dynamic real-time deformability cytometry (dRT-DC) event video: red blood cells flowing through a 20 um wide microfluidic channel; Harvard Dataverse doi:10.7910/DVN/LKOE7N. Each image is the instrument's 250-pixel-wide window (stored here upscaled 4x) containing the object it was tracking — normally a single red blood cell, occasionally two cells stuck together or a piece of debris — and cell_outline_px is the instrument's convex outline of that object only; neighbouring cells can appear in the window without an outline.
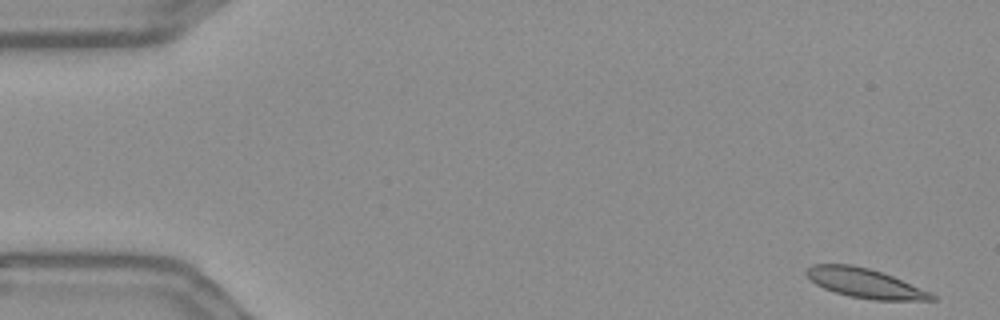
{"species": "Egyptian fruit bat (a non-hibernating species)", "species_latin": "Rousettus aegyptiacus", "temperature_condition": "warm", "stored_images_in_passage": 55, "camera_frame_rate_fps": 3000, "um_per_image_px": 0.085, "frame": {"image": 1, "passage_image": 1, "time_ms": 0.0, "image_size_px": [1000, 320], "cell_outline_px": [[936, 300], [872, 300], [848, 296], [824, 288], [816, 284], [804, 272], [812, 264], [852, 264], [868, 268], [892, 276], [932, 292], [936, 296]], "centroid_in_image_um": [73.54, 24.07], "position_along_channel_um": 11.5, "area_um2": 21.39}}
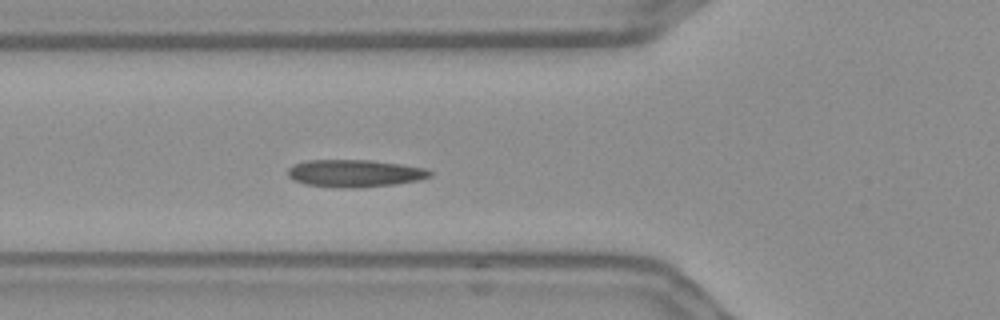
{"frame": {"image": 2, "passage_image": 19, "time_ms": 6.0, "image_size_px": [1000, 320], "cell_outline_px": [[432, 176], [420, 180], [396, 184], [360, 188], [344, 188], [304, 184], [292, 180], [288, 176], [288, 168], [292, 164], [308, 160], [372, 160], [400, 164], [424, 168], [432, 172]], "centroid_in_image_um": [30.14, 14.74], "position_along_channel_um": 95.7, "area_um2": 22.89}}
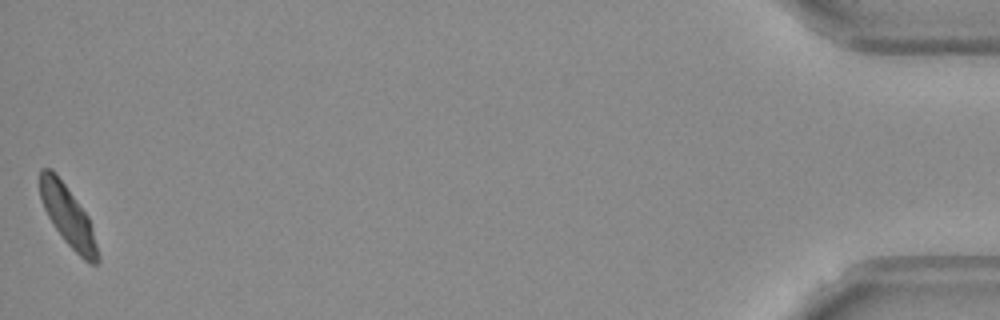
{"frame": {"image": 3, "passage_image": 55, "time_ms": 18.0, "image_size_px": [1000, 320], "cell_outline_px": [[100, 260], [96, 264], [88, 264], [64, 240], [48, 216], [44, 208], [40, 196], [40, 168], [52, 168], [88, 216], [92, 228], [100, 256]], "centroid_in_image_um": [5.79, 18.39], "position_along_channel_um": 429.4, "area_um2": 19.94}, "authors_computed_cell_mechanics": {"area_um2": 21.5594, "velocity_mm_per_s": 3.5894, "shape_relaxation_time_tau1_ms": 8.8939, "shape_relaxation_time_tau2_ms": 1.9052, "deformation_change_tau1": 0.1963, "deformation_change_tau2": 0.0673}}